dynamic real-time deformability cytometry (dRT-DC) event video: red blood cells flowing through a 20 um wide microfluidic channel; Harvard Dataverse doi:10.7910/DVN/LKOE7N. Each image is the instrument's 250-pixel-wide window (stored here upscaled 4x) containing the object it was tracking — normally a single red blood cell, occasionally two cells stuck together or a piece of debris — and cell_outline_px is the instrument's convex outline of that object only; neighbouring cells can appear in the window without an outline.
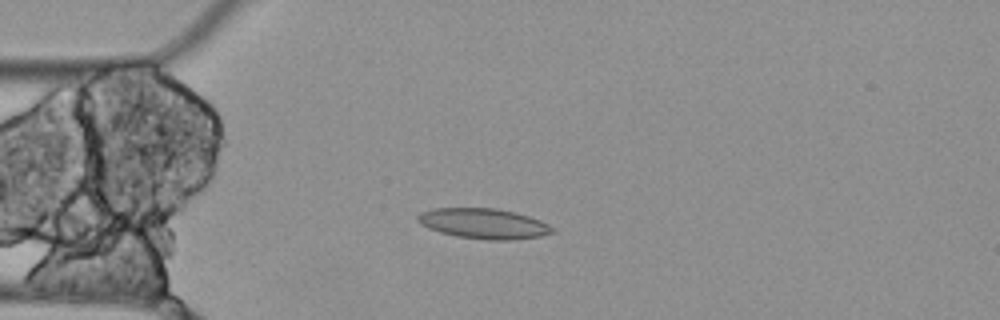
{"species": "Egyptian fruit bat (a non-hibernating species)", "species_latin": "Rousettus aegyptiacus", "temperature_condition": "cold", "stored_images_in_passage": 7, "camera_frame_rate_fps": 3000, "um_per_image_px": 0.085, "animal": {"sex": "female"}, "frame": {"image": 1, "passage_image": 5, "time_ms": 1.333, "image_size_px": [1000, 320], "cell_outline_px": [[556, 232], [540, 236], [508, 240], [488, 240], [456, 236], [440, 232], [428, 228], [420, 224], [416, 220], [416, 216], [420, 212], [432, 208], [496, 208], [516, 212], [540, 220], [548, 224]], "centroid_in_image_um": [41.08, 19.0], "position_along_channel_um": 43.9, "area_um2": 23.87}}
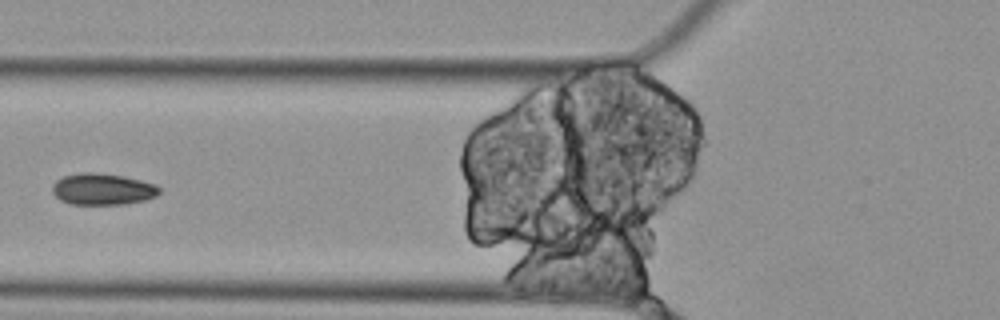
{"frame": {"image": 2, "passage_image": 7, "time_ms": 2.0, "image_size_px": [1000, 320], "cell_outline_px": [[160, 192], [156, 196], [144, 200], [124, 204], [72, 204], [60, 200], [52, 192], [52, 184], [56, 180], [64, 176], [80, 172], [100, 172], [124, 176], [156, 184], [160, 188]], "centroid_in_image_um": [8.71, 16.06], "position_along_channel_um": 117.1, "area_um2": 19.77}}